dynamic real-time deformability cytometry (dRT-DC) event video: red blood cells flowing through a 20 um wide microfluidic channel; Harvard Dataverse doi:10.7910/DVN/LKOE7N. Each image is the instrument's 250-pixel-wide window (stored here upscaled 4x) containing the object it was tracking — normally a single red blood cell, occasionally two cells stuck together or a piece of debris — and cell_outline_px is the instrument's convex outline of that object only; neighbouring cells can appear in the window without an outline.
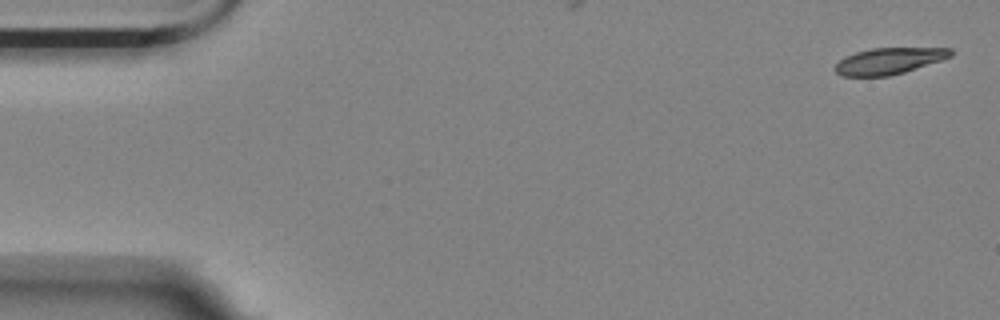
{"species": "Egyptian fruit bat (a non-hibernating species)", "species_latin": "Rousettus aegyptiacus", "temperature_condition": "room temperature", "stored_images_in_passage": 8, "camera_frame_rate_fps": 3000, "um_per_image_px": 0.085, "animal": {"sex": "female"}, "frame": {"image": 1, "passage_image": 1, "time_ms": 0.0, "image_size_px": [1000, 320], "cell_outline_px": [[952, 56], [904, 72], [888, 76], [844, 76], [836, 72], [836, 64], [844, 56], [856, 52], [872, 48], [952, 48]], "centroid_in_image_um": [75.55, 5.17], "position_along_channel_um": 9.4, "area_um2": 17.51}}
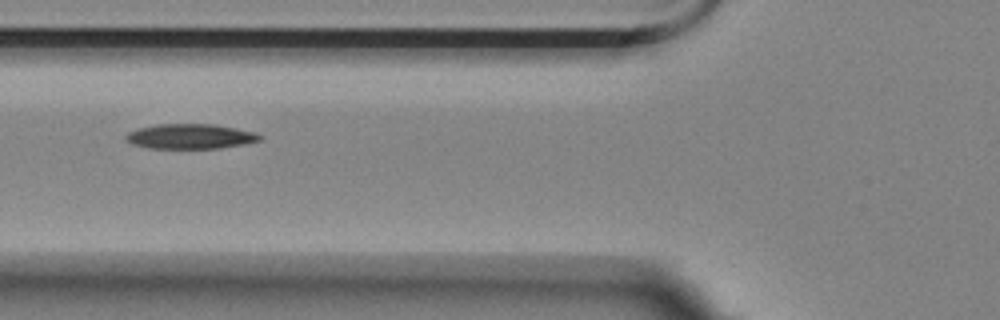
{"frame": {"image": 2, "passage_image": 6, "time_ms": 6.333, "image_size_px": [1000, 320], "cell_outline_px": [[264, 136], [260, 140], [244, 144], [220, 148], [148, 148], [132, 144], [124, 140], [124, 136], [128, 132], [136, 128], [156, 124], [216, 124], [256, 132]], "centroid_in_image_um": [16.16, 11.58], "position_along_channel_um": 109.6, "area_um2": 19.71}}
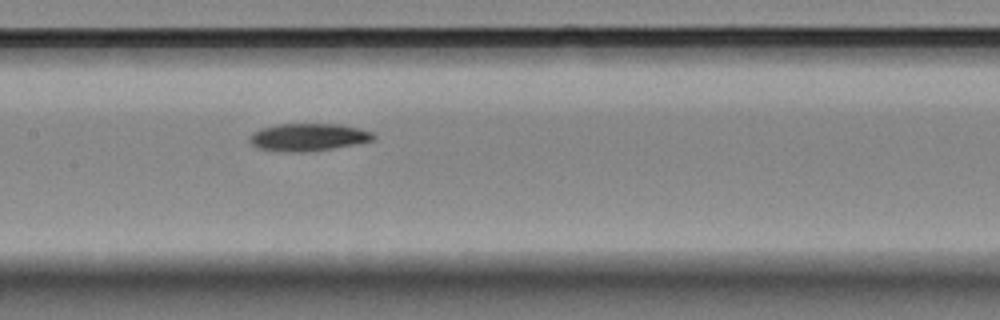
{"frame": {"image": 3, "passage_image": 8, "time_ms": 8.333, "image_size_px": [1000, 320], "cell_outline_px": [[376, 136], [372, 140], [356, 144], [332, 148], [304, 152], [288, 152], [260, 148], [252, 144], [248, 140], [248, 136], [252, 132], [260, 128], [276, 124], [336, 124], [356, 128], [372, 132]], "centroid_in_image_um": [26.14, 11.65], "position_along_channel_um": 181.3, "area_um2": 19.71}}